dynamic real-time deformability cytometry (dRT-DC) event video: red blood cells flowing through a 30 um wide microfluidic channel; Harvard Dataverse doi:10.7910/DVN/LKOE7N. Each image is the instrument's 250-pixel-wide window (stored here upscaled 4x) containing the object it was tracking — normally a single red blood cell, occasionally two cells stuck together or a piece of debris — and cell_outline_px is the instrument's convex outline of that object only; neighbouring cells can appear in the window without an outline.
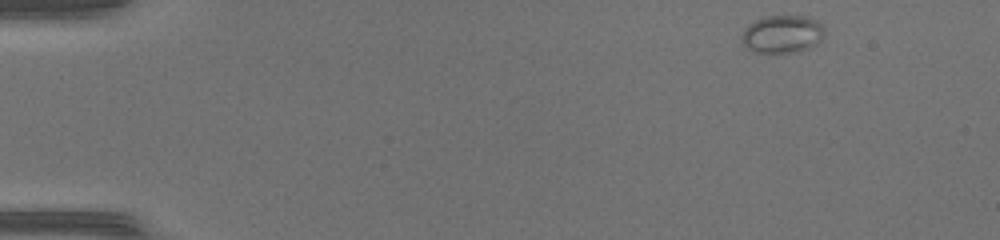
{"species": "common noctule bat (a hibernating species)", "species_latin": "Nyctalus noctula", "temperature_condition": "warm", "stored_images_in_passage": 5, "camera_frame_rate_fps": 3000, "um_per_image_px": 0.085, "animal": {"sex": "female", "body_mass_g": 17.0, "forearm_length_mm": 48.0}, "frame": {"image": 1, "passage_image": 1, "time_ms": 0.0, "image_size_px": [1000, 240], "cell_outline_px": [[824, 32], [820, 40], [816, 44], [808, 48], [788, 52], [752, 52], [740, 40], [740, 36], [744, 28], [748, 24], [764, 16], [804, 16], [816, 20], [824, 28]], "centroid_in_image_um": [66.44, 2.89], "position_along_channel_um": 18.6, "area_um2": 18.09}}